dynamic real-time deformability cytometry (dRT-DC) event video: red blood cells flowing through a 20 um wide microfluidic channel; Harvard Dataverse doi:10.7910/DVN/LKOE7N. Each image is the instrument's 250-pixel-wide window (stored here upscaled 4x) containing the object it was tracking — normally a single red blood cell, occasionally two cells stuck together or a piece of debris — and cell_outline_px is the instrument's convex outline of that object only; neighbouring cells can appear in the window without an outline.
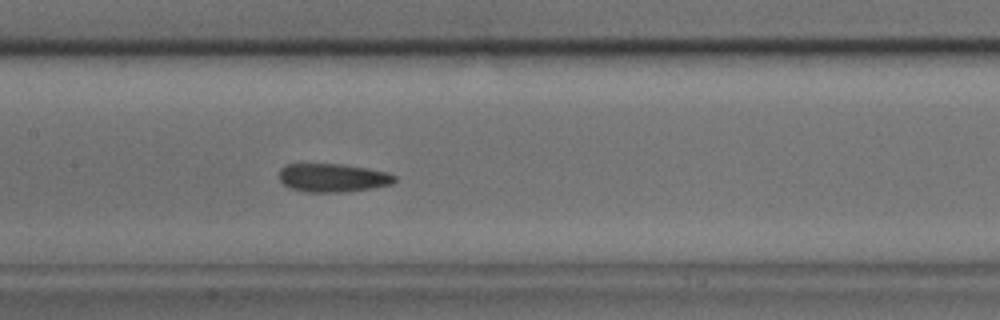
{"species": "common noctule bat (a hibernating species)", "species_latin": "Nyctalus noctula", "temperature_condition": "cold", "stored_images_in_passage": 31, "camera_frame_rate_fps": 3000, "um_per_image_px": 0.085, "animal": {"sex": "male", "body_mass_g": 17.9, "forearm_length_mm": 54.2}, "frame": {"image": 1, "passage_image": 8, "time_ms": 2.333, "image_size_px": [1000, 320], "cell_outline_px": [[396, 180], [392, 184], [372, 188], [336, 192], [308, 192], [292, 188], [284, 184], [280, 180], [280, 168], [284, 164], [344, 164], [368, 168], [388, 172], [396, 176]], "centroid_in_image_um": [28.31, 15.09], "position_along_channel_um": 179.1, "area_um2": 19.07}}
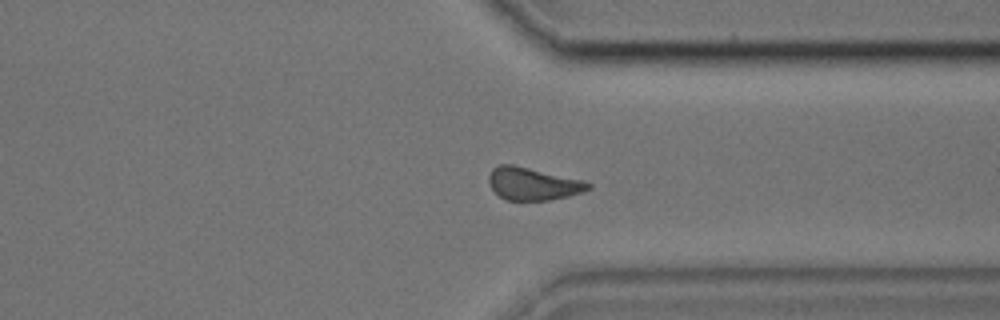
{"frame": {"image": 2, "passage_image": 20, "time_ms": 6.333, "image_size_px": [1000, 320], "cell_outline_px": [[592, 188], [568, 196], [548, 200], [508, 200], [500, 196], [488, 184], [488, 176], [492, 168], [500, 164], [512, 164], [580, 180], [592, 184]], "centroid_in_image_um": [45.25, 15.62], "position_along_channel_um": 366.2, "area_um2": 18.55}}
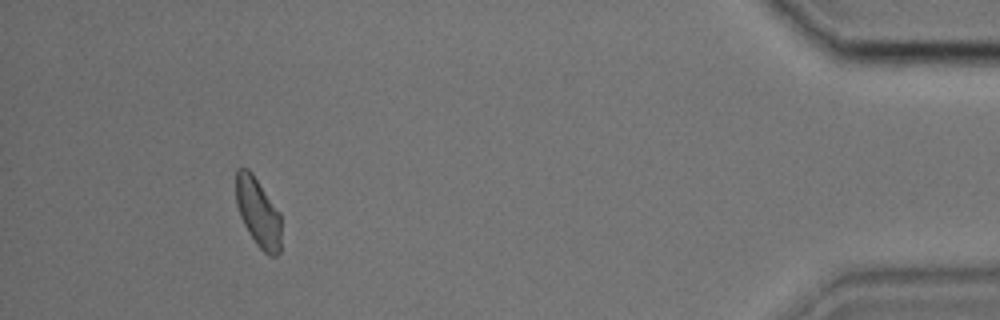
{"frame": {"image": 3, "passage_image": 27, "time_ms": 8.667, "image_size_px": [1000, 320], "cell_outline_px": [[280, 252], [276, 256], [268, 256], [256, 244], [248, 232], [240, 216], [236, 204], [236, 168], [248, 168], [252, 172], [280, 212]], "centroid_in_image_um": [21.93, 18.05], "position_along_channel_um": 413.3, "area_um2": 18.26}}